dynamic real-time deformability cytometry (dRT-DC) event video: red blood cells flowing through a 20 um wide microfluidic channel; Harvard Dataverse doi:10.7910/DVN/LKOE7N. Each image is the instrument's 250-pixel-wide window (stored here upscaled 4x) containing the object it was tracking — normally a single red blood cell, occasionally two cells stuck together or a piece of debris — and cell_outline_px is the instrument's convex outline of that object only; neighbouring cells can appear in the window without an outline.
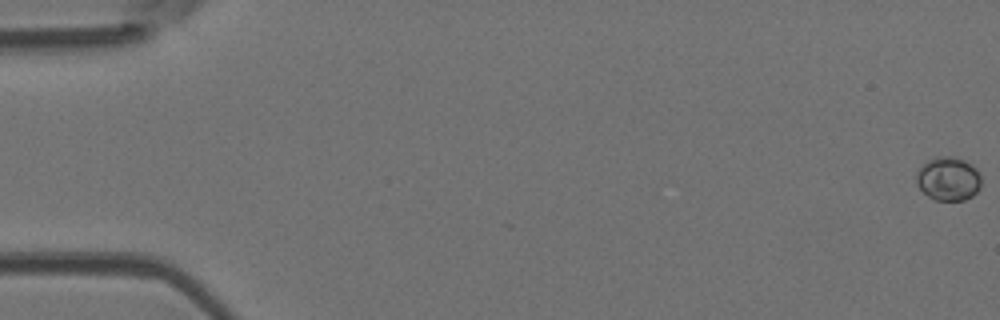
{"species": "Egyptian fruit bat (a non-hibernating species)", "species_latin": "Rousettus aegyptiacus", "temperature_condition": "room temperature", "stored_images_in_passage": 53, "camera_frame_rate_fps": 3000, "um_per_image_px": 0.085, "animal": {"sex": "female"}, "frame": {"image": 1, "passage_image": 1, "time_ms": 0.0, "image_size_px": [1000, 320], "cell_outline_px": [[980, 188], [972, 196], [964, 200], [936, 200], [928, 196], [916, 184], [916, 176], [920, 168], [928, 160], [936, 156], [952, 156], [964, 160], [976, 168], [980, 176]], "centroid_in_image_um": [80.61, 15.19], "position_along_channel_um": 4.4, "area_um2": 16.42}}
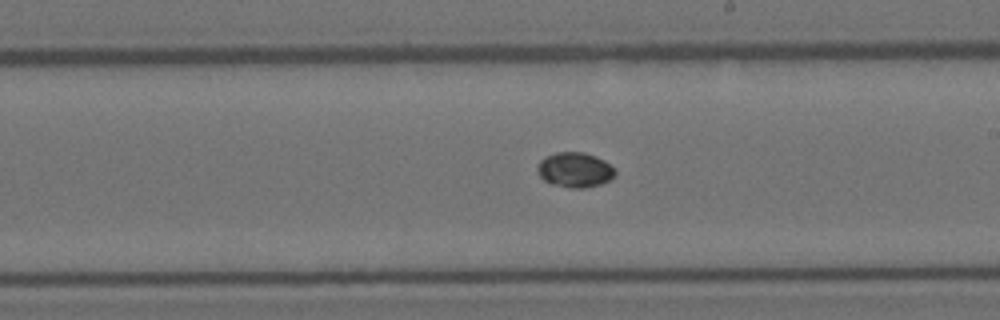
{"frame": {"image": 2, "passage_image": 31, "time_ms": 10.0, "image_size_px": [1000, 320], "cell_outline_px": [[616, 176], [600, 184], [584, 188], [572, 188], [552, 184], [544, 180], [540, 176], [536, 168], [540, 160], [544, 156], [556, 152], [584, 152], [596, 156], [604, 160], [616, 172]], "centroid_in_image_um": [48.84, 14.43], "position_along_channel_um": 240.2, "area_um2": 15.84}}
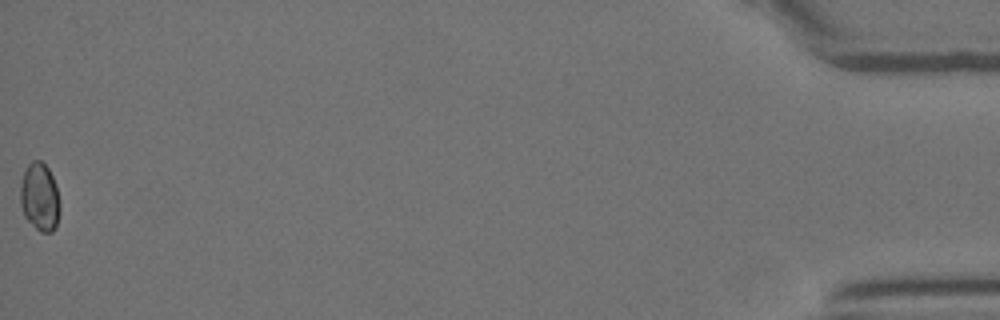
{"frame": {"image": 3, "passage_image": 53, "time_ms": 17.333, "image_size_px": [1000, 320], "cell_outline_px": [[60, 212], [56, 228], [52, 232], [40, 232], [24, 216], [20, 204], [20, 184], [24, 172], [28, 164], [32, 160], [40, 160], [48, 168], [56, 184], [60, 200]], "centroid_in_image_um": [3.39, 16.76], "position_along_channel_um": 431.8, "area_um2": 15.95}}